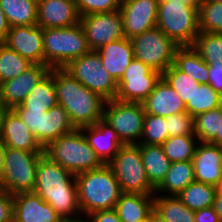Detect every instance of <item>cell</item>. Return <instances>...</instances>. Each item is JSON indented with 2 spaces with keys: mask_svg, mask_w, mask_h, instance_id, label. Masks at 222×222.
Masks as SVG:
<instances>
[{
  "mask_svg": "<svg viewBox=\"0 0 222 222\" xmlns=\"http://www.w3.org/2000/svg\"><path fill=\"white\" fill-rule=\"evenodd\" d=\"M101 57L103 68L118 82L126 68L134 59L133 45L130 39L110 42L96 51Z\"/></svg>",
  "mask_w": 222,
  "mask_h": 222,
  "instance_id": "603a6c76",
  "label": "cell"
},
{
  "mask_svg": "<svg viewBox=\"0 0 222 222\" xmlns=\"http://www.w3.org/2000/svg\"><path fill=\"white\" fill-rule=\"evenodd\" d=\"M121 2L122 0H75L80 16L118 11Z\"/></svg>",
  "mask_w": 222,
  "mask_h": 222,
  "instance_id": "60d3db41",
  "label": "cell"
},
{
  "mask_svg": "<svg viewBox=\"0 0 222 222\" xmlns=\"http://www.w3.org/2000/svg\"><path fill=\"white\" fill-rule=\"evenodd\" d=\"M210 143L215 144L219 147H222V124H221L220 131L218 132L217 136Z\"/></svg>",
  "mask_w": 222,
  "mask_h": 222,
  "instance_id": "816d5d0a",
  "label": "cell"
},
{
  "mask_svg": "<svg viewBox=\"0 0 222 222\" xmlns=\"http://www.w3.org/2000/svg\"><path fill=\"white\" fill-rule=\"evenodd\" d=\"M74 129L67 111L57 104L42 114L40 145L45 148L50 142Z\"/></svg>",
  "mask_w": 222,
  "mask_h": 222,
  "instance_id": "d4e9b609",
  "label": "cell"
},
{
  "mask_svg": "<svg viewBox=\"0 0 222 222\" xmlns=\"http://www.w3.org/2000/svg\"><path fill=\"white\" fill-rule=\"evenodd\" d=\"M134 58L161 74L174 64L179 46L157 26L130 39Z\"/></svg>",
  "mask_w": 222,
  "mask_h": 222,
  "instance_id": "30bf717a",
  "label": "cell"
},
{
  "mask_svg": "<svg viewBox=\"0 0 222 222\" xmlns=\"http://www.w3.org/2000/svg\"><path fill=\"white\" fill-rule=\"evenodd\" d=\"M44 154L74 175L95 170L104 165L81 129H74L50 142L44 148Z\"/></svg>",
  "mask_w": 222,
  "mask_h": 222,
  "instance_id": "277c9868",
  "label": "cell"
},
{
  "mask_svg": "<svg viewBox=\"0 0 222 222\" xmlns=\"http://www.w3.org/2000/svg\"><path fill=\"white\" fill-rule=\"evenodd\" d=\"M165 117L146 113L139 144L161 145L168 138Z\"/></svg>",
  "mask_w": 222,
  "mask_h": 222,
  "instance_id": "ab89813d",
  "label": "cell"
},
{
  "mask_svg": "<svg viewBox=\"0 0 222 222\" xmlns=\"http://www.w3.org/2000/svg\"><path fill=\"white\" fill-rule=\"evenodd\" d=\"M158 0H122L124 36L131 39L157 25Z\"/></svg>",
  "mask_w": 222,
  "mask_h": 222,
  "instance_id": "5bb4252c",
  "label": "cell"
},
{
  "mask_svg": "<svg viewBox=\"0 0 222 222\" xmlns=\"http://www.w3.org/2000/svg\"><path fill=\"white\" fill-rule=\"evenodd\" d=\"M154 212L166 222H194V211L175 196L154 194Z\"/></svg>",
  "mask_w": 222,
  "mask_h": 222,
  "instance_id": "4dcf8cb0",
  "label": "cell"
},
{
  "mask_svg": "<svg viewBox=\"0 0 222 222\" xmlns=\"http://www.w3.org/2000/svg\"><path fill=\"white\" fill-rule=\"evenodd\" d=\"M200 32L222 34V4L213 0H206L199 7Z\"/></svg>",
  "mask_w": 222,
  "mask_h": 222,
  "instance_id": "f35d334b",
  "label": "cell"
},
{
  "mask_svg": "<svg viewBox=\"0 0 222 222\" xmlns=\"http://www.w3.org/2000/svg\"><path fill=\"white\" fill-rule=\"evenodd\" d=\"M206 0H184V3L192 4L199 8Z\"/></svg>",
  "mask_w": 222,
  "mask_h": 222,
  "instance_id": "db71d44e",
  "label": "cell"
},
{
  "mask_svg": "<svg viewBox=\"0 0 222 222\" xmlns=\"http://www.w3.org/2000/svg\"><path fill=\"white\" fill-rule=\"evenodd\" d=\"M162 77L177 92L185 104L192 100L195 88L200 85L199 82L179 70L174 64L162 73Z\"/></svg>",
  "mask_w": 222,
  "mask_h": 222,
  "instance_id": "74e56055",
  "label": "cell"
},
{
  "mask_svg": "<svg viewBox=\"0 0 222 222\" xmlns=\"http://www.w3.org/2000/svg\"><path fill=\"white\" fill-rule=\"evenodd\" d=\"M13 110L22 119L24 124L31 130L37 141L40 143L42 114L46 111L24 109L21 105L15 106Z\"/></svg>",
  "mask_w": 222,
  "mask_h": 222,
  "instance_id": "7bdbcfd3",
  "label": "cell"
},
{
  "mask_svg": "<svg viewBox=\"0 0 222 222\" xmlns=\"http://www.w3.org/2000/svg\"><path fill=\"white\" fill-rule=\"evenodd\" d=\"M43 40L44 65L49 68H64L71 60L91 51L80 23L43 29Z\"/></svg>",
  "mask_w": 222,
  "mask_h": 222,
  "instance_id": "5b68a950",
  "label": "cell"
},
{
  "mask_svg": "<svg viewBox=\"0 0 222 222\" xmlns=\"http://www.w3.org/2000/svg\"><path fill=\"white\" fill-rule=\"evenodd\" d=\"M90 222H122L115 209L100 210L87 216Z\"/></svg>",
  "mask_w": 222,
  "mask_h": 222,
  "instance_id": "bcb514c9",
  "label": "cell"
},
{
  "mask_svg": "<svg viewBox=\"0 0 222 222\" xmlns=\"http://www.w3.org/2000/svg\"><path fill=\"white\" fill-rule=\"evenodd\" d=\"M89 145L104 164H108L123 146L115 130L104 119L95 125L81 128Z\"/></svg>",
  "mask_w": 222,
  "mask_h": 222,
  "instance_id": "44dd1931",
  "label": "cell"
},
{
  "mask_svg": "<svg viewBox=\"0 0 222 222\" xmlns=\"http://www.w3.org/2000/svg\"><path fill=\"white\" fill-rule=\"evenodd\" d=\"M7 110L8 108L5 106L4 101L0 97V127H1V122L3 120L4 114L6 113Z\"/></svg>",
  "mask_w": 222,
  "mask_h": 222,
  "instance_id": "f5cc1de1",
  "label": "cell"
},
{
  "mask_svg": "<svg viewBox=\"0 0 222 222\" xmlns=\"http://www.w3.org/2000/svg\"><path fill=\"white\" fill-rule=\"evenodd\" d=\"M162 74L135 58L117 82L116 100L142 103L154 90Z\"/></svg>",
  "mask_w": 222,
  "mask_h": 222,
  "instance_id": "7c38bea8",
  "label": "cell"
},
{
  "mask_svg": "<svg viewBox=\"0 0 222 222\" xmlns=\"http://www.w3.org/2000/svg\"><path fill=\"white\" fill-rule=\"evenodd\" d=\"M142 105L146 113L161 117L186 112L185 103L163 77Z\"/></svg>",
  "mask_w": 222,
  "mask_h": 222,
  "instance_id": "7402d4cb",
  "label": "cell"
},
{
  "mask_svg": "<svg viewBox=\"0 0 222 222\" xmlns=\"http://www.w3.org/2000/svg\"><path fill=\"white\" fill-rule=\"evenodd\" d=\"M37 25L42 29L69 27L80 23L75 0H37Z\"/></svg>",
  "mask_w": 222,
  "mask_h": 222,
  "instance_id": "ac0fdd59",
  "label": "cell"
},
{
  "mask_svg": "<svg viewBox=\"0 0 222 222\" xmlns=\"http://www.w3.org/2000/svg\"><path fill=\"white\" fill-rule=\"evenodd\" d=\"M13 220V195L0 189V222Z\"/></svg>",
  "mask_w": 222,
  "mask_h": 222,
  "instance_id": "ee69618b",
  "label": "cell"
},
{
  "mask_svg": "<svg viewBox=\"0 0 222 222\" xmlns=\"http://www.w3.org/2000/svg\"><path fill=\"white\" fill-rule=\"evenodd\" d=\"M4 44L31 63L44 65L43 29L37 24L10 27Z\"/></svg>",
  "mask_w": 222,
  "mask_h": 222,
  "instance_id": "9a60e30c",
  "label": "cell"
},
{
  "mask_svg": "<svg viewBox=\"0 0 222 222\" xmlns=\"http://www.w3.org/2000/svg\"><path fill=\"white\" fill-rule=\"evenodd\" d=\"M151 222H166V221L153 211L151 213Z\"/></svg>",
  "mask_w": 222,
  "mask_h": 222,
  "instance_id": "11a10c76",
  "label": "cell"
},
{
  "mask_svg": "<svg viewBox=\"0 0 222 222\" xmlns=\"http://www.w3.org/2000/svg\"><path fill=\"white\" fill-rule=\"evenodd\" d=\"M0 135L6 147L31 152H44V148L34 134L13 109H8L4 114Z\"/></svg>",
  "mask_w": 222,
  "mask_h": 222,
  "instance_id": "ffe728a7",
  "label": "cell"
},
{
  "mask_svg": "<svg viewBox=\"0 0 222 222\" xmlns=\"http://www.w3.org/2000/svg\"><path fill=\"white\" fill-rule=\"evenodd\" d=\"M33 192L63 220L83 216L78 203L75 175L51 161L45 154L38 161Z\"/></svg>",
  "mask_w": 222,
  "mask_h": 222,
  "instance_id": "6da1fadb",
  "label": "cell"
},
{
  "mask_svg": "<svg viewBox=\"0 0 222 222\" xmlns=\"http://www.w3.org/2000/svg\"><path fill=\"white\" fill-rule=\"evenodd\" d=\"M208 84L222 96V65H209Z\"/></svg>",
  "mask_w": 222,
  "mask_h": 222,
  "instance_id": "f6af8a7d",
  "label": "cell"
},
{
  "mask_svg": "<svg viewBox=\"0 0 222 222\" xmlns=\"http://www.w3.org/2000/svg\"><path fill=\"white\" fill-rule=\"evenodd\" d=\"M195 181L192 160L171 163L166 177L156 188V195L175 196Z\"/></svg>",
  "mask_w": 222,
  "mask_h": 222,
  "instance_id": "484cf974",
  "label": "cell"
},
{
  "mask_svg": "<svg viewBox=\"0 0 222 222\" xmlns=\"http://www.w3.org/2000/svg\"><path fill=\"white\" fill-rule=\"evenodd\" d=\"M192 48L208 65H222V34L199 32Z\"/></svg>",
  "mask_w": 222,
  "mask_h": 222,
  "instance_id": "836d02e7",
  "label": "cell"
},
{
  "mask_svg": "<svg viewBox=\"0 0 222 222\" xmlns=\"http://www.w3.org/2000/svg\"><path fill=\"white\" fill-rule=\"evenodd\" d=\"M167 121L168 137L194 134V117L187 112L165 117Z\"/></svg>",
  "mask_w": 222,
  "mask_h": 222,
  "instance_id": "b9f144b4",
  "label": "cell"
},
{
  "mask_svg": "<svg viewBox=\"0 0 222 222\" xmlns=\"http://www.w3.org/2000/svg\"><path fill=\"white\" fill-rule=\"evenodd\" d=\"M0 5L10 27L37 24V0H0Z\"/></svg>",
  "mask_w": 222,
  "mask_h": 222,
  "instance_id": "f546056e",
  "label": "cell"
},
{
  "mask_svg": "<svg viewBox=\"0 0 222 222\" xmlns=\"http://www.w3.org/2000/svg\"><path fill=\"white\" fill-rule=\"evenodd\" d=\"M139 148L148 179L157 188L166 177L171 161L161 145L139 144Z\"/></svg>",
  "mask_w": 222,
  "mask_h": 222,
  "instance_id": "83f0119b",
  "label": "cell"
},
{
  "mask_svg": "<svg viewBox=\"0 0 222 222\" xmlns=\"http://www.w3.org/2000/svg\"><path fill=\"white\" fill-rule=\"evenodd\" d=\"M174 65L200 84L208 83L209 65L192 46H183L176 50Z\"/></svg>",
  "mask_w": 222,
  "mask_h": 222,
  "instance_id": "f1b7e54d",
  "label": "cell"
},
{
  "mask_svg": "<svg viewBox=\"0 0 222 222\" xmlns=\"http://www.w3.org/2000/svg\"><path fill=\"white\" fill-rule=\"evenodd\" d=\"M57 104L54 68H50V71L35 85L20 105L24 109L48 111Z\"/></svg>",
  "mask_w": 222,
  "mask_h": 222,
  "instance_id": "4316f807",
  "label": "cell"
},
{
  "mask_svg": "<svg viewBox=\"0 0 222 222\" xmlns=\"http://www.w3.org/2000/svg\"><path fill=\"white\" fill-rule=\"evenodd\" d=\"M80 24L91 51H97L102 46L125 37L119 10L81 16Z\"/></svg>",
  "mask_w": 222,
  "mask_h": 222,
  "instance_id": "4fadbf2b",
  "label": "cell"
},
{
  "mask_svg": "<svg viewBox=\"0 0 222 222\" xmlns=\"http://www.w3.org/2000/svg\"><path fill=\"white\" fill-rule=\"evenodd\" d=\"M213 208L222 222V194H216L214 197Z\"/></svg>",
  "mask_w": 222,
  "mask_h": 222,
  "instance_id": "681fc988",
  "label": "cell"
},
{
  "mask_svg": "<svg viewBox=\"0 0 222 222\" xmlns=\"http://www.w3.org/2000/svg\"><path fill=\"white\" fill-rule=\"evenodd\" d=\"M159 2H167V1H178V2H183L184 0H158Z\"/></svg>",
  "mask_w": 222,
  "mask_h": 222,
  "instance_id": "680465c9",
  "label": "cell"
},
{
  "mask_svg": "<svg viewBox=\"0 0 222 222\" xmlns=\"http://www.w3.org/2000/svg\"><path fill=\"white\" fill-rule=\"evenodd\" d=\"M216 186L194 181L176 195L190 210L213 206Z\"/></svg>",
  "mask_w": 222,
  "mask_h": 222,
  "instance_id": "1f68e13d",
  "label": "cell"
},
{
  "mask_svg": "<svg viewBox=\"0 0 222 222\" xmlns=\"http://www.w3.org/2000/svg\"><path fill=\"white\" fill-rule=\"evenodd\" d=\"M9 30H10V25L0 5V43L5 42Z\"/></svg>",
  "mask_w": 222,
  "mask_h": 222,
  "instance_id": "c3c4849f",
  "label": "cell"
},
{
  "mask_svg": "<svg viewBox=\"0 0 222 222\" xmlns=\"http://www.w3.org/2000/svg\"><path fill=\"white\" fill-rule=\"evenodd\" d=\"M192 163L195 181L216 186L222 178V147L199 142Z\"/></svg>",
  "mask_w": 222,
  "mask_h": 222,
  "instance_id": "d6986e66",
  "label": "cell"
},
{
  "mask_svg": "<svg viewBox=\"0 0 222 222\" xmlns=\"http://www.w3.org/2000/svg\"><path fill=\"white\" fill-rule=\"evenodd\" d=\"M179 47L192 46L199 29V8L178 1L159 2L157 25Z\"/></svg>",
  "mask_w": 222,
  "mask_h": 222,
  "instance_id": "8992f818",
  "label": "cell"
},
{
  "mask_svg": "<svg viewBox=\"0 0 222 222\" xmlns=\"http://www.w3.org/2000/svg\"><path fill=\"white\" fill-rule=\"evenodd\" d=\"M54 86L58 104L67 111L76 129L95 125L103 119L106 100L63 68H54Z\"/></svg>",
  "mask_w": 222,
  "mask_h": 222,
  "instance_id": "7a4b0ae2",
  "label": "cell"
},
{
  "mask_svg": "<svg viewBox=\"0 0 222 222\" xmlns=\"http://www.w3.org/2000/svg\"><path fill=\"white\" fill-rule=\"evenodd\" d=\"M216 194H222V178L219 180L216 185Z\"/></svg>",
  "mask_w": 222,
  "mask_h": 222,
  "instance_id": "6f0895ef",
  "label": "cell"
},
{
  "mask_svg": "<svg viewBox=\"0 0 222 222\" xmlns=\"http://www.w3.org/2000/svg\"><path fill=\"white\" fill-rule=\"evenodd\" d=\"M222 106L194 117V134L199 142H211L220 131Z\"/></svg>",
  "mask_w": 222,
  "mask_h": 222,
  "instance_id": "d590c367",
  "label": "cell"
},
{
  "mask_svg": "<svg viewBox=\"0 0 222 222\" xmlns=\"http://www.w3.org/2000/svg\"><path fill=\"white\" fill-rule=\"evenodd\" d=\"M33 65L28 59L0 43V83L17 77Z\"/></svg>",
  "mask_w": 222,
  "mask_h": 222,
  "instance_id": "8d00e7d4",
  "label": "cell"
},
{
  "mask_svg": "<svg viewBox=\"0 0 222 222\" xmlns=\"http://www.w3.org/2000/svg\"><path fill=\"white\" fill-rule=\"evenodd\" d=\"M213 1H216V2H219V3L222 4V0H213Z\"/></svg>",
  "mask_w": 222,
  "mask_h": 222,
  "instance_id": "94428289",
  "label": "cell"
},
{
  "mask_svg": "<svg viewBox=\"0 0 222 222\" xmlns=\"http://www.w3.org/2000/svg\"><path fill=\"white\" fill-rule=\"evenodd\" d=\"M142 222H151V214H150L149 218H147L146 220H144Z\"/></svg>",
  "mask_w": 222,
  "mask_h": 222,
  "instance_id": "91938a15",
  "label": "cell"
},
{
  "mask_svg": "<svg viewBox=\"0 0 222 222\" xmlns=\"http://www.w3.org/2000/svg\"><path fill=\"white\" fill-rule=\"evenodd\" d=\"M146 112L142 103L116 99L105 102L103 119L118 134L124 145L139 144Z\"/></svg>",
  "mask_w": 222,
  "mask_h": 222,
  "instance_id": "8fae6325",
  "label": "cell"
},
{
  "mask_svg": "<svg viewBox=\"0 0 222 222\" xmlns=\"http://www.w3.org/2000/svg\"><path fill=\"white\" fill-rule=\"evenodd\" d=\"M50 71L47 65L33 64L17 77L0 84V97L8 109L20 105L35 85Z\"/></svg>",
  "mask_w": 222,
  "mask_h": 222,
  "instance_id": "e0dca14e",
  "label": "cell"
},
{
  "mask_svg": "<svg viewBox=\"0 0 222 222\" xmlns=\"http://www.w3.org/2000/svg\"><path fill=\"white\" fill-rule=\"evenodd\" d=\"M194 222H221L213 206L194 211Z\"/></svg>",
  "mask_w": 222,
  "mask_h": 222,
  "instance_id": "7dc6e473",
  "label": "cell"
},
{
  "mask_svg": "<svg viewBox=\"0 0 222 222\" xmlns=\"http://www.w3.org/2000/svg\"><path fill=\"white\" fill-rule=\"evenodd\" d=\"M62 222H90L87 217L83 216L78 219H69V220H63Z\"/></svg>",
  "mask_w": 222,
  "mask_h": 222,
  "instance_id": "9f6ffc18",
  "label": "cell"
},
{
  "mask_svg": "<svg viewBox=\"0 0 222 222\" xmlns=\"http://www.w3.org/2000/svg\"><path fill=\"white\" fill-rule=\"evenodd\" d=\"M122 193L155 194L144 168L139 144L123 145L107 164Z\"/></svg>",
  "mask_w": 222,
  "mask_h": 222,
  "instance_id": "52a82bcc",
  "label": "cell"
},
{
  "mask_svg": "<svg viewBox=\"0 0 222 222\" xmlns=\"http://www.w3.org/2000/svg\"><path fill=\"white\" fill-rule=\"evenodd\" d=\"M5 150L6 145L4 144V141L0 135V178L3 174Z\"/></svg>",
  "mask_w": 222,
  "mask_h": 222,
  "instance_id": "f907efd6",
  "label": "cell"
},
{
  "mask_svg": "<svg viewBox=\"0 0 222 222\" xmlns=\"http://www.w3.org/2000/svg\"><path fill=\"white\" fill-rule=\"evenodd\" d=\"M186 112L195 117L198 114L222 106V96L208 83H202L195 88L192 100L186 104Z\"/></svg>",
  "mask_w": 222,
  "mask_h": 222,
  "instance_id": "e575fe53",
  "label": "cell"
},
{
  "mask_svg": "<svg viewBox=\"0 0 222 222\" xmlns=\"http://www.w3.org/2000/svg\"><path fill=\"white\" fill-rule=\"evenodd\" d=\"M198 143L195 135H180L168 137L161 146L171 163H175L192 160Z\"/></svg>",
  "mask_w": 222,
  "mask_h": 222,
  "instance_id": "d6a6232c",
  "label": "cell"
},
{
  "mask_svg": "<svg viewBox=\"0 0 222 222\" xmlns=\"http://www.w3.org/2000/svg\"><path fill=\"white\" fill-rule=\"evenodd\" d=\"M44 152H31L6 147L0 189L10 194L33 192L36 169Z\"/></svg>",
  "mask_w": 222,
  "mask_h": 222,
  "instance_id": "ba28073f",
  "label": "cell"
},
{
  "mask_svg": "<svg viewBox=\"0 0 222 222\" xmlns=\"http://www.w3.org/2000/svg\"><path fill=\"white\" fill-rule=\"evenodd\" d=\"M14 222H62L56 211L34 192L13 194Z\"/></svg>",
  "mask_w": 222,
  "mask_h": 222,
  "instance_id": "2e32d148",
  "label": "cell"
},
{
  "mask_svg": "<svg viewBox=\"0 0 222 222\" xmlns=\"http://www.w3.org/2000/svg\"><path fill=\"white\" fill-rule=\"evenodd\" d=\"M78 203L83 217L100 211L114 209L121 190L112 169L102 167L75 175Z\"/></svg>",
  "mask_w": 222,
  "mask_h": 222,
  "instance_id": "3957f363",
  "label": "cell"
},
{
  "mask_svg": "<svg viewBox=\"0 0 222 222\" xmlns=\"http://www.w3.org/2000/svg\"><path fill=\"white\" fill-rule=\"evenodd\" d=\"M63 69L104 100L115 99L118 90L117 82L103 68L101 57L96 51H90L71 60Z\"/></svg>",
  "mask_w": 222,
  "mask_h": 222,
  "instance_id": "9c48e42d",
  "label": "cell"
},
{
  "mask_svg": "<svg viewBox=\"0 0 222 222\" xmlns=\"http://www.w3.org/2000/svg\"><path fill=\"white\" fill-rule=\"evenodd\" d=\"M114 209L122 222H142L154 211V194L121 193Z\"/></svg>",
  "mask_w": 222,
  "mask_h": 222,
  "instance_id": "cb8c5ba5",
  "label": "cell"
}]
</instances>
